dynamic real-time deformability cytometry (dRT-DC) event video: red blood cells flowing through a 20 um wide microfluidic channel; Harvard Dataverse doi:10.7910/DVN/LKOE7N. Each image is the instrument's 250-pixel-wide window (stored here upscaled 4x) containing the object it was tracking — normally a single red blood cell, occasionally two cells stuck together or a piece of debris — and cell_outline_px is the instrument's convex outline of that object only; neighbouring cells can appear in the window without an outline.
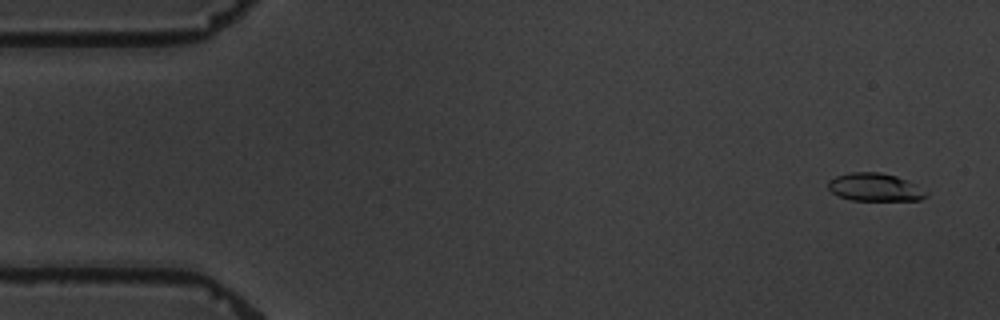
{"species": "common noctule bat (a hibernating species)", "species_latin": "Nyctalus noctula", "temperature_condition": "warm", "stored_images_in_passage": 5, "camera_frame_rate_fps": 3000, "um_per_image_px": 0.085, "animal": {"sex": "male", "body_mass_g": 19.5, "forearm_length_mm": 54.6}, "frame": {"image": 1, "passage_image": 1, "time_ms": 0.0, "image_size_px": [1000, 320], "cell_outline_px": [[928, 192], [920, 200], [852, 200], [840, 196], [832, 192], [828, 188], [828, 180], [836, 176], [852, 172], [880, 172], [896, 176], [908, 180]], "centroid_in_image_um": [74.35, 15.9], "position_along_channel_um": 10.6, "area_um2": 15.84}}
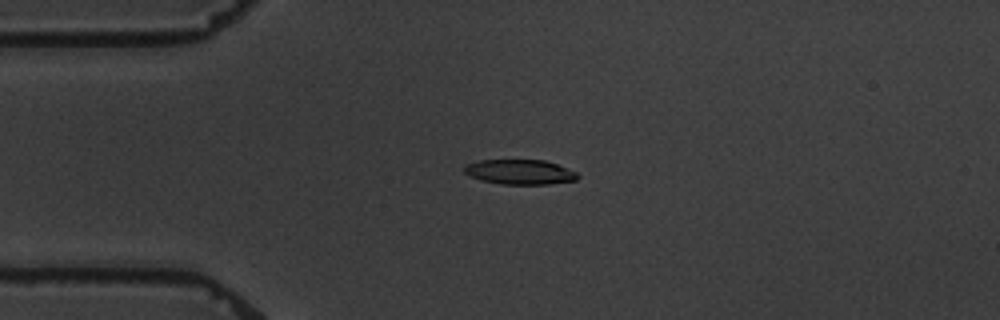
{"frame": {"image": 2, "passage_image": 4, "time_ms": 3.667, "image_size_px": [1000, 320], "cell_outline_px": [[580, 176], [576, 180], [548, 184], [500, 184], [480, 180], [464, 172], [464, 164], [480, 160], [544, 160], [556, 164], [576, 172]], "centroid_in_image_um": [44.17, 14.62], "position_along_channel_um": 40.8, "area_um2": 16.36}}